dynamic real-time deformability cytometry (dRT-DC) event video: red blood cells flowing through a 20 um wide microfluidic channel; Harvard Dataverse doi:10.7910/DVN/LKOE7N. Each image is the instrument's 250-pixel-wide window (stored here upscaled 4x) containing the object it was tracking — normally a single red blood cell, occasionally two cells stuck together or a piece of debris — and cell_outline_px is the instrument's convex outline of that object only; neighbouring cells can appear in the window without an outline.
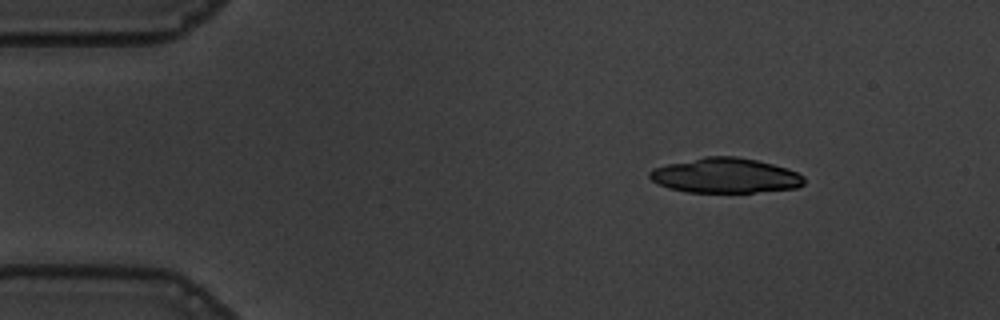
{"species": "common noctule bat (a hibernating species)", "species_latin": "Nyctalus noctula", "temperature_condition": "warm", "stored_images_in_passage": 48, "camera_frame_rate_fps": 3000, "um_per_image_px": 0.085, "animal": {"sex": "male", "body_mass_g": 19.5, "forearm_length_mm": 54.6}, "frame": {"image": 1, "passage_image": 1, "time_ms": 0.0, "image_size_px": [1000, 320], "cell_outline_px": [[804, 184], [796, 188], [756, 192], [684, 192], [668, 188], [652, 180], [648, 176], [648, 172], [652, 168], [668, 164], [704, 156], [736, 156], [756, 160], [788, 168], [804, 176]], "centroid_in_image_um": [61.64, 14.92], "position_along_channel_um": 23.4, "area_um2": 31.5}}